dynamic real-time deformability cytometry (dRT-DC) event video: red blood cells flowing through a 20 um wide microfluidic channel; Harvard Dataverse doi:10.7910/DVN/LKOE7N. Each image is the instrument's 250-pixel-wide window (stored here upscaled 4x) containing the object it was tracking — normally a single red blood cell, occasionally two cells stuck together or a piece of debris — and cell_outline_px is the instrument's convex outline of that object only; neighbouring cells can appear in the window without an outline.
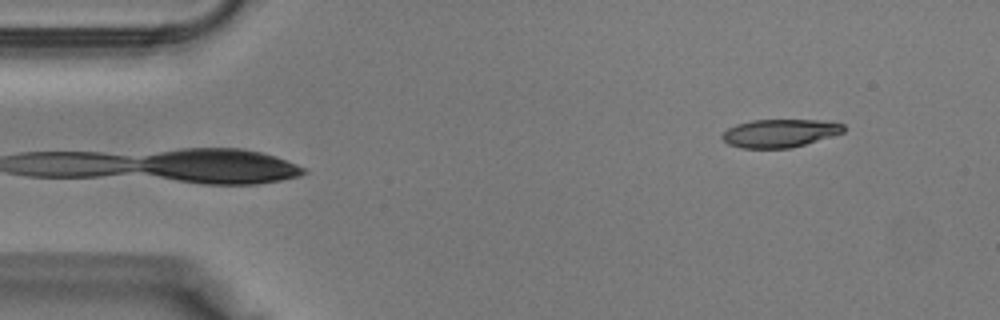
{"species": "Egyptian fruit bat (a non-hibernating species)", "species_latin": "Rousettus aegyptiacus", "temperature_condition": "warm", "stored_images_in_passage": 5, "camera_frame_rate_fps": 3000, "um_per_image_px": 0.085, "animal": {"sex": "male"}, "frame": {"image": 1, "passage_image": 5, "time_ms": 1.333, "image_size_px": [1000, 320], "cell_outline_px": [[844, 132], [832, 136], [804, 144], [788, 148], [744, 148], [728, 144], [720, 136], [728, 128], [736, 124], [752, 120], [816, 120], [844, 124]], "centroid_in_image_um": [66.25, 11.32], "position_along_channel_um": 18.7, "area_um2": 19.65}}